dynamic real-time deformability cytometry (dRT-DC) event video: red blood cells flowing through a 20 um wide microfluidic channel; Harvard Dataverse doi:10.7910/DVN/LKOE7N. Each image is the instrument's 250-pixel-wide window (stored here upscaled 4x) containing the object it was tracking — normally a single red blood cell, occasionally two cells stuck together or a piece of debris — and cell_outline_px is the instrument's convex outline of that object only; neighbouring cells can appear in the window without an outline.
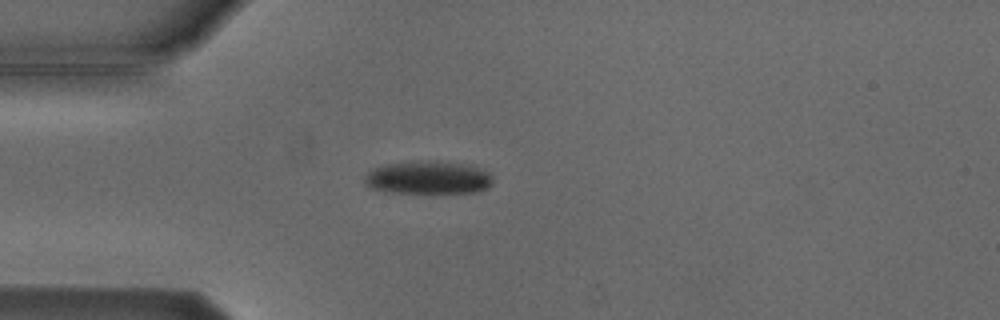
{"species": "Egyptian fruit bat (a non-hibernating species)", "species_latin": "Rousettus aegyptiacus", "temperature_condition": "cold", "stored_images_in_passage": 2, "camera_frame_rate_fps": 3000, "um_per_image_px": 0.085, "animal": {"sex": "male"}, "frame": {"image": 1, "passage_image": 2, "time_ms": 1.0, "image_size_px": [1000, 320], "cell_outline_px": [[492, 184], [488, 188], [476, 192], [384, 192], [368, 188], [364, 184], [364, 176], [372, 168], [388, 164], [412, 160], [436, 160], [464, 164], [488, 172], [492, 176]], "centroid_in_image_um": [36.33, 15.08], "position_along_channel_um": 48.7, "area_um2": 24.91}}